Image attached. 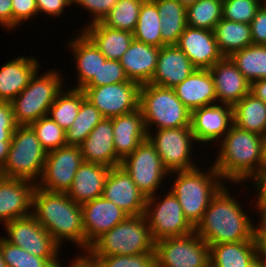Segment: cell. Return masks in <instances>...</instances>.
Here are the masks:
<instances>
[{
    "instance_id": "6da1fadb",
    "label": "cell",
    "mask_w": 266,
    "mask_h": 267,
    "mask_svg": "<svg viewBox=\"0 0 266 267\" xmlns=\"http://www.w3.org/2000/svg\"><path fill=\"white\" fill-rule=\"evenodd\" d=\"M219 143L220 150L212 165L224 182L239 185L249 180L253 182L263 174L266 137L232 124Z\"/></svg>"
},
{
    "instance_id": "7a4b0ae2",
    "label": "cell",
    "mask_w": 266,
    "mask_h": 267,
    "mask_svg": "<svg viewBox=\"0 0 266 267\" xmlns=\"http://www.w3.org/2000/svg\"><path fill=\"white\" fill-rule=\"evenodd\" d=\"M225 184L211 199L194 232L209 246L227 242L255 241V221L230 194ZM238 201V202H237ZM249 215V216H248Z\"/></svg>"
},
{
    "instance_id": "3957f363",
    "label": "cell",
    "mask_w": 266,
    "mask_h": 267,
    "mask_svg": "<svg viewBox=\"0 0 266 267\" xmlns=\"http://www.w3.org/2000/svg\"><path fill=\"white\" fill-rule=\"evenodd\" d=\"M32 215L61 248L65 241L72 242L85 253L82 208L66 193L49 192L36 186Z\"/></svg>"
},
{
    "instance_id": "277c9868",
    "label": "cell",
    "mask_w": 266,
    "mask_h": 267,
    "mask_svg": "<svg viewBox=\"0 0 266 267\" xmlns=\"http://www.w3.org/2000/svg\"><path fill=\"white\" fill-rule=\"evenodd\" d=\"M207 170V171H206ZM176 173V174H175ZM175 174V175H172ZM173 186L170 191L177 197L185 218L195 228L201 221L211 199L225 184L218 171L211 167L170 172Z\"/></svg>"
},
{
    "instance_id": "5b68a950",
    "label": "cell",
    "mask_w": 266,
    "mask_h": 267,
    "mask_svg": "<svg viewBox=\"0 0 266 267\" xmlns=\"http://www.w3.org/2000/svg\"><path fill=\"white\" fill-rule=\"evenodd\" d=\"M147 220L142 215L127 216L100 236L82 256L137 255L155 252Z\"/></svg>"
},
{
    "instance_id": "8992f818",
    "label": "cell",
    "mask_w": 266,
    "mask_h": 267,
    "mask_svg": "<svg viewBox=\"0 0 266 267\" xmlns=\"http://www.w3.org/2000/svg\"><path fill=\"white\" fill-rule=\"evenodd\" d=\"M139 108L147 134L158 129L191 126V111L181 102L173 88L144 84L139 90Z\"/></svg>"
},
{
    "instance_id": "52a82bcc",
    "label": "cell",
    "mask_w": 266,
    "mask_h": 267,
    "mask_svg": "<svg viewBox=\"0 0 266 267\" xmlns=\"http://www.w3.org/2000/svg\"><path fill=\"white\" fill-rule=\"evenodd\" d=\"M38 72L39 70L31 77L28 86L11 101L17 125H30L47 116L57 95L64 88L61 72L55 69L46 70L40 75Z\"/></svg>"
},
{
    "instance_id": "ba28073f",
    "label": "cell",
    "mask_w": 266,
    "mask_h": 267,
    "mask_svg": "<svg viewBox=\"0 0 266 267\" xmlns=\"http://www.w3.org/2000/svg\"><path fill=\"white\" fill-rule=\"evenodd\" d=\"M47 152L30 125H17L12 135L3 177L24 179L35 184L41 178Z\"/></svg>"
},
{
    "instance_id": "9c48e42d",
    "label": "cell",
    "mask_w": 266,
    "mask_h": 267,
    "mask_svg": "<svg viewBox=\"0 0 266 267\" xmlns=\"http://www.w3.org/2000/svg\"><path fill=\"white\" fill-rule=\"evenodd\" d=\"M158 195L147 197L144 211L153 240L193 233L194 227L185 218L177 197L170 190L164 197Z\"/></svg>"
},
{
    "instance_id": "30bf717a",
    "label": "cell",
    "mask_w": 266,
    "mask_h": 267,
    "mask_svg": "<svg viewBox=\"0 0 266 267\" xmlns=\"http://www.w3.org/2000/svg\"><path fill=\"white\" fill-rule=\"evenodd\" d=\"M156 267H210V246L195 232L155 242Z\"/></svg>"
},
{
    "instance_id": "8fae6325",
    "label": "cell",
    "mask_w": 266,
    "mask_h": 267,
    "mask_svg": "<svg viewBox=\"0 0 266 267\" xmlns=\"http://www.w3.org/2000/svg\"><path fill=\"white\" fill-rule=\"evenodd\" d=\"M152 133H148L147 138L155 146L163 166L169 173L198 167L192 158V148L197 141L191 126L158 129Z\"/></svg>"
},
{
    "instance_id": "7c38bea8",
    "label": "cell",
    "mask_w": 266,
    "mask_h": 267,
    "mask_svg": "<svg viewBox=\"0 0 266 267\" xmlns=\"http://www.w3.org/2000/svg\"><path fill=\"white\" fill-rule=\"evenodd\" d=\"M120 166L126 170L146 198L156 195L163 184L162 181L169 177L155 146L148 138L127 155Z\"/></svg>"
},
{
    "instance_id": "4fadbf2b",
    "label": "cell",
    "mask_w": 266,
    "mask_h": 267,
    "mask_svg": "<svg viewBox=\"0 0 266 267\" xmlns=\"http://www.w3.org/2000/svg\"><path fill=\"white\" fill-rule=\"evenodd\" d=\"M7 242L25 249L34 256L59 259L60 246L49 232L31 214L4 224Z\"/></svg>"
},
{
    "instance_id": "5bb4252c",
    "label": "cell",
    "mask_w": 266,
    "mask_h": 267,
    "mask_svg": "<svg viewBox=\"0 0 266 267\" xmlns=\"http://www.w3.org/2000/svg\"><path fill=\"white\" fill-rule=\"evenodd\" d=\"M83 162L81 149L76 145H65L48 152L36 186L49 192L67 193Z\"/></svg>"
},
{
    "instance_id": "9a60e30c",
    "label": "cell",
    "mask_w": 266,
    "mask_h": 267,
    "mask_svg": "<svg viewBox=\"0 0 266 267\" xmlns=\"http://www.w3.org/2000/svg\"><path fill=\"white\" fill-rule=\"evenodd\" d=\"M81 90L104 118L120 116L139 108L140 85L130 80L97 87H83Z\"/></svg>"
},
{
    "instance_id": "2e32d148",
    "label": "cell",
    "mask_w": 266,
    "mask_h": 267,
    "mask_svg": "<svg viewBox=\"0 0 266 267\" xmlns=\"http://www.w3.org/2000/svg\"><path fill=\"white\" fill-rule=\"evenodd\" d=\"M102 196L128 216L144 214L147 198L121 166L110 168Z\"/></svg>"
},
{
    "instance_id": "e0dca14e",
    "label": "cell",
    "mask_w": 266,
    "mask_h": 267,
    "mask_svg": "<svg viewBox=\"0 0 266 267\" xmlns=\"http://www.w3.org/2000/svg\"><path fill=\"white\" fill-rule=\"evenodd\" d=\"M85 233V253L104 233L122 222L128 215L103 196L81 205Z\"/></svg>"
},
{
    "instance_id": "ac0fdd59",
    "label": "cell",
    "mask_w": 266,
    "mask_h": 267,
    "mask_svg": "<svg viewBox=\"0 0 266 267\" xmlns=\"http://www.w3.org/2000/svg\"><path fill=\"white\" fill-rule=\"evenodd\" d=\"M233 124L232 106L216 103L191 112V129L198 143L219 142Z\"/></svg>"
},
{
    "instance_id": "d6986e66",
    "label": "cell",
    "mask_w": 266,
    "mask_h": 267,
    "mask_svg": "<svg viewBox=\"0 0 266 267\" xmlns=\"http://www.w3.org/2000/svg\"><path fill=\"white\" fill-rule=\"evenodd\" d=\"M36 184L17 178H0V224L32 214V195Z\"/></svg>"
},
{
    "instance_id": "ffe728a7",
    "label": "cell",
    "mask_w": 266,
    "mask_h": 267,
    "mask_svg": "<svg viewBox=\"0 0 266 267\" xmlns=\"http://www.w3.org/2000/svg\"><path fill=\"white\" fill-rule=\"evenodd\" d=\"M176 46L182 50L196 69H210L224 56L215 39L214 31L186 26Z\"/></svg>"
},
{
    "instance_id": "44dd1931",
    "label": "cell",
    "mask_w": 266,
    "mask_h": 267,
    "mask_svg": "<svg viewBox=\"0 0 266 267\" xmlns=\"http://www.w3.org/2000/svg\"><path fill=\"white\" fill-rule=\"evenodd\" d=\"M215 86L217 103L233 106L245 97L251 83L229 57H223L209 69Z\"/></svg>"
},
{
    "instance_id": "7402d4cb",
    "label": "cell",
    "mask_w": 266,
    "mask_h": 267,
    "mask_svg": "<svg viewBox=\"0 0 266 267\" xmlns=\"http://www.w3.org/2000/svg\"><path fill=\"white\" fill-rule=\"evenodd\" d=\"M84 162L117 167L122 160L116 155L111 118H103L79 145Z\"/></svg>"
},
{
    "instance_id": "603a6c76",
    "label": "cell",
    "mask_w": 266,
    "mask_h": 267,
    "mask_svg": "<svg viewBox=\"0 0 266 267\" xmlns=\"http://www.w3.org/2000/svg\"><path fill=\"white\" fill-rule=\"evenodd\" d=\"M195 69L187 55L176 45H164L160 48L157 67L150 83L174 88L189 77Z\"/></svg>"
},
{
    "instance_id": "cb8c5ba5",
    "label": "cell",
    "mask_w": 266,
    "mask_h": 267,
    "mask_svg": "<svg viewBox=\"0 0 266 267\" xmlns=\"http://www.w3.org/2000/svg\"><path fill=\"white\" fill-rule=\"evenodd\" d=\"M111 119L115 152L123 160L147 139L144 118L140 108H138Z\"/></svg>"
},
{
    "instance_id": "d4e9b609",
    "label": "cell",
    "mask_w": 266,
    "mask_h": 267,
    "mask_svg": "<svg viewBox=\"0 0 266 267\" xmlns=\"http://www.w3.org/2000/svg\"><path fill=\"white\" fill-rule=\"evenodd\" d=\"M160 48L133 40L121 57L120 64L130 81L149 84L157 67Z\"/></svg>"
},
{
    "instance_id": "484cf974",
    "label": "cell",
    "mask_w": 266,
    "mask_h": 267,
    "mask_svg": "<svg viewBox=\"0 0 266 267\" xmlns=\"http://www.w3.org/2000/svg\"><path fill=\"white\" fill-rule=\"evenodd\" d=\"M35 57L19 56L0 67V101L11 102L41 67Z\"/></svg>"
},
{
    "instance_id": "4316f807",
    "label": "cell",
    "mask_w": 266,
    "mask_h": 267,
    "mask_svg": "<svg viewBox=\"0 0 266 267\" xmlns=\"http://www.w3.org/2000/svg\"><path fill=\"white\" fill-rule=\"evenodd\" d=\"M173 90L191 112L217 103L214 81L209 69H195Z\"/></svg>"
},
{
    "instance_id": "83f0119b",
    "label": "cell",
    "mask_w": 266,
    "mask_h": 267,
    "mask_svg": "<svg viewBox=\"0 0 266 267\" xmlns=\"http://www.w3.org/2000/svg\"><path fill=\"white\" fill-rule=\"evenodd\" d=\"M73 55L77 69V83L72 89H82L92 78L97 76L101 65L107 60L94 42L80 29L78 35L67 43Z\"/></svg>"
},
{
    "instance_id": "f1b7e54d",
    "label": "cell",
    "mask_w": 266,
    "mask_h": 267,
    "mask_svg": "<svg viewBox=\"0 0 266 267\" xmlns=\"http://www.w3.org/2000/svg\"><path fill=\"white\" fill-rule=\"evenodd\" d=\"M109 170L105 165L83 162L66 194L79 205L101 197Z\"/></svg>"
},
{
    "instance_id": "f546056e",
    "label": "cell",
    "mask_w": 266,
    "mask_h": 267,
    "mask_svg": "<svg viewBox=\"0 0 266 267\" xmlns=\"http://www.w3.org/2000/svg\"><path fill=\"white\" fill-rule=\"evenodd\" d=\"M82 31L108 60H120L134 40L133 32L113 29L101 21L84 25Z\"/></svg>"
},
{
    "instance_id": "4dcf8cb0",
    "label": "cell",
    "mask_w": 266,
    "mask_h": 267,
    "mask_svg": "<svg viewBox=\"0 0 266 267\" xmlns=\"http://www.w3.org/2000/svg\"><path fill=\"white\" fill-rule=\"evenodd\" d=\"M233 124L266 137V103L249 92L232 106Z\"/></svg>"
},
{
    "instance_id": "1f68e13d",
    "label": "cell",
    "mask_w": 266,
    "mask_h": 267,
    "mask_svg": "<svg viewBox=\"0 0 266 267\" xmlns=\"http://www.w3.org/2000/svg\"><path fill=\"white\" fill-rule=\"evenodd\" d=\"M256 256L255 241L210 245V267H249Z\"/></svg>"
},
{
    "instance_id": "d6a6232c",
    "label": "cell",
    "mask_w": 266,
    "mask_h": 267,
    "mask_svg": "<svg viewBox=\"0 0 266 267\" xmlns=\"http://www.w3.org/2000/svg\"><path fill=\"white\" fill-rule=\"evenodd\" d=\"M160 15L162 47L176 45L187 26L186 8L178 0H152Z\"/></svg>"
},
{
    "instance_id": "836d02e7",
    "label": "cell",
    "mask_w": 266,
    "mask_h": 267,
    "mask_svg": "<svg viewBox=\"0 0 266 267\" xmlns=\"http://www.w3.org/2000/svg\"><path fill=\"white\" fill-rule=\"evenodd\" d=\"M217 46L224 57L253 44L250 24L221 19L214 28Z\"/></svg>"
},
{
    "instance_id": "e575fe53",
    "label": "cell",
    "mask_w": 266,
    "mask_h": 267,
    "mask_svg": "<svg viewBox=\"0 0 266 267\" xmlns=\"http://www.w3.org/2000/svg\"><path fill=\"white\" fill-rule=\"evenodd\" d=\"M229 58L250 82L266 79V45H250Z\"/></svg>"
},
{
    "instance_id": "d590c367",
    "label": "cell",
    "mask_w": 266,
    "mask_h": 267,
    "mask_svg": "<svg viewBox=\"0 0 266 267\" xmlns=\"http://www.w3.org/2000/svg\"><path fill=\"white\" fill-rule=\"evenodd\" d=\"M160 15L156 4L152 0H144L141 4L136 28L133 32L134 40L162 47Z\"/></svg>"
},
{
    "instance_id": "8d00e7d4",
    "label": "cell",
    "mask_w": 266,
    "mask_h": 267,
    "mask_svg": "<svg viewBox=\"0 0 266 267\" xmlns=\"http://www.w3.org/2000/svg\"><path fill=\"white\" fill-rule=\"evenodd\" d=\"M86 95L81 89L62 90L51 105L48 116L67 131L78 115L79 107Z\"/></svg>"
},
{
    "instance_id": "74e56055",
    "label": "cell",
    "mask_w": 266,
    "mask_h": 267,
    "mask_svg": "<svg viewBox=\"0 0 266 267\" xmlns=\"http://www.w3.org/2000/svg\"><path fill=\"white\" fill-rule=\"evenodd\" d=\"M103 118L100 111L85 98L73 124L65 132L67 145L79 146Z\"/></svg>"
},
{
    "instance_id": "f35d334b",
    "label": "cell",
    "mask_w": 266,
    "mask_h": 267,
    "mask_svg": "<svg viewBox=\"0 0 266 267\" xmlns=\"http://www.w3.org/2000/svg\"><path fill=\"white\" fill-rule=\"evenodd\" d=\"M223 2L219 0H198L186 8L187 25L214 31L222 19Z\"/></svg>"
},
{
    "instance_id": "ab89813d",
    "label": "cell",
    "mask_w": 266,
    "mask_h": 267,
    "mask_svg": "<svg viewBox=\"0 0 266 267\" xmlns=\"http://www.w3.org/2000/svg\"><path fill=\"white\" fill-rule=\"evenodd\" d=\"M143 1L119 0L101 22L113 29L134 32Z\"/></svg>"
},
{
    "instance_id": "60d3db41",
    "label": "cell",
    "mask_w": 266,
    "mask_h": 267,
    "mask_svg": "<svg viewBox=\"0 0 266 267\" xmlns=\"http://www.w3.org/2000/svg\"><path fill=\"white\" fill-rule=\"evenodd\" d=\"M0 246L7 267H52L61 263L60 259L34 256L25 249L7 242L3 237H0Z\"/></svg>"
},
{
    "instance_id": "b9f144b4",
    "label": "cell",
    "mask_w": 266,
    "mask_h": 267,
    "mask_svg": "<svg viewBox=\"0 0 266 267\" xmlns=\"http://www.w3.org/2000/svg\"><path fill=\"white\" fill-rule=\"evenodd\" d=\"M36 133L42 148L48 153L67 145L65 130H63L48 115L30 124Z\"/></svg>"
},
{
    "instance_id": "7bdbcfd3",
    "label": "cell",
    "mask_w": 266,
    "mask_h": 267,
    "mask_svg": "<svg viewBox=\"0 0 266 267\" xmlns=\"http://www.w3.org/2000/svg\"><path fill=\"white\" fill-rule=\"evenodd\" d=\"M94 267H156L155 252L137 255L84 256Z\"/></svg>"
},
{
    "instance_id": "ee69618b",
    "label": "cell",
    "mask_w": 266,
    "mask_h": 267,
    "mask_svg": "<svg viewBox=\"0 0 266 267\" xmlns=\"http://www.w3.org/2000/svg\"><path fill=\"white\" fill-rule=\"evenodd\" d=\"M262 4L263 0H226L223 2L222 18L250 24Z\"/></svg>"
},
{
    "instance_id": "f6af8a7d",
    "label": "cell",
    "mask_w": 266,
    "mask_h": 267,
    "mask_svg": "<svg viewBox=\"0 0 266 267\" xmlns=\"http://www.w3.org/2000/svg\"><path fill=\"white\" fill-rule=\"evenodd\" d=\"M127 81L129 79L120 61L107 59L98 70L97 76H93L84 87H97Z\"/></svg>"
},
{
    "instance_id": "bcb514c9",
    "label": "cell",
    "mask_w": 266,
    "mask_h": 267,
    "mask_svg": "<svg viewBox=\"0 0 266 267\" xmlns=\"http://www.w3.org/2000/svg\"><path fill=\"white\" fill-rule=\"evenodd\" d=\"M118 1L119 0H73V5L77 4V6H81L84 10L90 12L92 21L87 23L88 25L102 21Z\"/></svg>"
},
{
    "instance_id": "7dc6e473",
    "label": "cell",
    "mask_w": 266,
    "mask_h": 267,
    "mask_svg": "<svg viewBox=\"0 0 266 267\" xmlns=\"http://www.w3.org/2000/svg\"><path fill=\"white\" fill-rule=\"evenodd\" d=\"M12 30L38 15L36 0H12ZM20 25V26H19Z\"/></svg>"
},
{
    "instance_id": "c3c4849f",
    "label": "cell",
    "mask_w": 266,
    "mask_h": 267,
    "mask_svg": "<svg viewBox=\"0 0 266 267\" xmlns=\"http://www.w3.org/2000/svg\"><path fill=\"white\" fill-rule=\"evenodd\" d=\"M16 127L12 103L0 101V140H11Z\"/></svg>"
},
{
    "instance_id": "681fc988",
    "label": "cell",
    "mask_w": 266,
    "mask_h": 267,
    "mask_svg": "<svg viewBox=\"0 0 266 267\" xmlns=\"http://www.w3.org/2000/svg\"><path fill=\"white\" fill-rule=\"evenodd\" d=\"M250 28L253 45H266V6L264 4L257 10Z\"/></svg>"
},
{
    "instance_id": "f907efd6",
    "label": "cell",
    "mask_w": 266,
    "mask_h": 267,
    "mask_svg": "<svg viewBox=\"0 0 266 267\" xmlns=\"http://www.w3.org/2000/svg\"><path fill=\"white\" fill-rule=\"evenodd\" d=\"M73 0H36L38 15L45 14L49 17H60L64 9L72 5Z\"/></svg>"
},
{
    "instance_id": "816d5d0a",
    "label": "cell",
    "mask_w": 266,
    "mask_h": 267,
    "mask_svg": "<svg viewBox=\"0 0 266 267\" xmlns=\"http://www.w3.org/2000/svg\"><path fill=\"white\" fill-rule=\"evenodd\" d=\"M252 182L253 187L256 189V205L255 210H257L259 215H266V173L259 175ZM257 194V195H256Z\"/></svg>"
},
{
    "instance_id": "f5cc1de1",
    "label": "cell",
    "mask_w": 266,
    "mask_h": 267,
    "mask_svg": "<svg viewBox=\"0 0 266 267\" xmlns=\"http://www.w3.org/2000/svg\"><path fill=\"white\" fill-rule=\"evenodd\" d=\"M12 0H0V26L12 31Z\"/></svg>"
},
{
    "instance_id": "db71d44e",
    "label": "cell",
    "mask_w": 266,
    "mask_h": 267,
    "mask_svg": "<svg viewBox=\"0 0 266 267\" xmlns=\"http://www.w3.org/2000/svg\"><path fill=\"white\" fill-rule=\"evenodd\" d=\"M254 240L256 243L257 256L266 258V231L258 224L254 231Z\"/></svg>"
},
{
    "instance_id": "11a10c76",
    "label": "cell",
    "mask_w": 266,
    "mask_h": 267,
    "mask_svg": "<svg viewBox=\"0 0 266 267\" xmlns=\"http://www.w3.org/2000/svg\"><path fill=\"white\" fill-rule=\"evenodd\" d=\"M250 92L266 103V79L252 82Z\"/></svg>"
},
{
    "instance_id": "9f6ffc18",
    "label": "cell",
    "mask_w": 266,
    "mask_h": 267,
    "mask_svg": "<svg viewBox=\"0 0 266 267\" xmlns=\"http://www.w3.org/2000/svg\"><path fill=\"white\" fill-rule=\"evenodd\" d=\"M11 140H0V170L3 168L9 152Z\"/></svg>"
},
{
    "instance_id": "6f0895ef",
    "label": "cell",
    "mask_w": 266,
    "mask_h": 267,
    "mask_svg": "<svg viewBox=\"0 0 266 267\" xmlns=\"http://www.w3.org/2000/svg\"><path fill=\"white\" fill-rule=\"evenodd\" d=\"M70 267H94L84 256L80 255L75 256L72 260ZM68 267V266H67Z\"/></svg>"
},
{
    "instance_id": "680465c9",
    "label": "cell",
    "mask_w": 266,
    "mask_h": 267,
    "mask_svg": "<svg viewBox=\"0 0 266 267\" xmlns=\"http://www.w3.org/2000/svg\"><path fill=\"white\" fill-rule=\"evenodd\" d=\"M249 267H264L261 259L256 256L252 261L251 263L249 264Z\"/></svg>"
},
{
    "instance_id": "91938a15",
    "label": "cell",
    "mask_w": 266,
    "mask_h": 267,
    "mask_svg": "<svg viewBox=\"0 0 266 267\" xmlns=\"http://www.w3.org/2000/svg\"><path fill=\"white\" fill-rule=\"evenodd\" d=\"M185 8L193 5L198 0H178Z\"/></svg>"
},
{
    "instance_id": "94428289",
    "label": "cell",
    "mask_w": 266,
    "mask_h": 267,
    "mask_svg": "<svg viewBox=\"0 0 266 267\" xmlns=\"http://www.w3.org/2000/svg\"><path fill=\"white\" fill-rule=\"evenodd\" d=\"M259 225L266 231V215H259Z\"/></svg>"
},
{
    "instance_id": "6125c7cd",
    "label": "cell",
    "mask_w": 266,
    "mask_h": 267,
    "mask_svg": "<svg viewBox=\"0 0 266 267\" xmlns=\"http://www.w3.org/2000/svg\"><path fill=\"white\" fill-rule=\"evenodd\" d=\"M0 267H7L4 259H3V255H2V251H1V246H0Z\"/></svg>"
},
{
    "instance_id": "be15d7a7",
    "label": "cell",
    "mask_w": 266,
    "mask_h": 267,
    "mask_svg": "<svg viewBox=\"0 0 266 267\" xmlns=\"http://www.w3.org/2000/svg\"><path fill=\"white\" fill-rule=\"evenodd\" d=\"M260 259H261V261H262L264 267H266V258H260Z\"/></svg>"
},
{
    "instance_id": "e7e4bbea",
    "label": "cell",
    "mask_w": 266,
    "mask_h": 267,
    "mask_svg": "<svg viewBox=\"0 0 266 267\" xmlns=\"http://www.w3.org/2000/svg\"><path fill=\"white\" fill-rule=\"evenodd\" d=\"M52 267H63V266H62V264L57 263V264H54Z\"/></svg>"
},
{
    "instance_id": "03108f58",
    "label": "cell",
    "mask_w": 266,
    "mask_h": 267,
    "mask_svg": "<svg viewBox=\"0 0 266 267\" xmlns=\"http://www.w3.org/2000/svg\"><path fill=\"white\" fill-rule=\"evenodd\" d=\"M263 173H266V155H265V165H264Z\"/></svg>"
}]
</instances>
